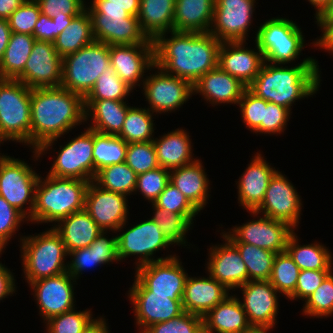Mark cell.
<instances>
[{
  "label": "cell",
  "mask_w": 333,
  "mask_h": 333,
  "mask_svg": "<svg viewBox=\"0 0 333 333\" xmlns=\"http://www.w3.org/2000/svg\"><path fill=\"white\" fill-rule=\"evenodd\" d=\"M245 41L222 42L218 52V66L248 87L260 72L265 60L255 43L254 49Z\"/></svg>",
  "instance_id": "obj_25"
},
{
  "label": "cell",
  "mask_w": 333,
  "mask_h": 333,
  "mask_svg": "<svg viewBox=\"0 0 333 333\" xmlns=\"http://www.w3.org/2000/svg\"><path fill=\"white\" fill-rule=\"evenodd\" d=\"M301 196L285 174L277 171L272 176L263 202L255 210L264 216L284 222L294 230L299 225L302 209Z\"/></svg>",
  "instance_id": "obj_15"
},
{
  "label": "cell",
  "mask_w": 333,
  "mask_h": 333,
  "mask_svg": "<svg viewBox=\"0 0 333 333\" xmlns=\"http://www.w3.org/2000/svg\"><path fill=\"white\" fill-rule=\"evenodd\" d=\"M15 79L31 89L61 86L62 57L54 43L35 40L24 70Z\"/></svg>",
  "instance_id": "obj_17"
},
{
  "label": "cell",
  "mask_w": 333,
  "mask_h": 333,
  "mask_svg": "<svg viewBox=\"0 0 333 333\" xmlns=\"http://www.w3.org/2000/svg\"><path fill=\"white\" fill-rule=\"evenodd\" d=\"M247 87L219 66L202 75L193 85L194 95H201L212 106L236 104Z\"/></svg>",
  "instance_id": "obj_27"
},
{
  "label": "cell",
  "mask_w": 333,
  "mask_h": 333,
  "mask_svg": "<svg viewBox=\"0 0 333 333\" xmlns=\"http://www.w3.org/2000/svg\"><path fill=\"white\" fill-rule=\"evenodd\" d=\"M272 328L266 326L250 325L248 328L243 330L241 333H269Z\"/></svg>",
  "instance_id": "obj_70"
},
{
  "label": "cell",
  "mask_w": 333,
  "mask_h": 333,
  "mask_svg": "<svg viewBox=\"0 0 333 333\" xmlns=\"http://www.w3.org/2000/svg\"><path fill=\"white\" fill-rule=\"evenodd\" d=\"M28 219L0 195V247L5 250L21 223Z\"/></svg>",
  "instance_id": "obj_55"
},
{
  "label": "cell",
  "mask_w": 333,
  "mask_h": 333,
  "mask_svg": "<svg viewBox=\"0 0 333 333\" xmlns=\"http://www.w3.org/2000/svg\"><path fill=\"white\" fill-rule=\"evenodd\" d=\"M108 231H102L90 246L68 253L67 272L78 280L83 271L97 266L120 261L117 253V236L108 238Z\"/></svg>",
  "instance_id": "obj_28"
},
{
  "label": "cell",
  "mask_w": 333,
  "mask_h": 333,
  "mask_svg": "<svg viewBox=\"0 0 333 333\" xmlns=\"http://www.w3.org/2000/svg\"><path fill=\"white\" fill-rule=\"evenodd\" d=\"M317 26L320 27L322 33L333 24V0H330L328 6L324 11L316 18Z\"/></svg>",
  "instance_id": "obj_64"
},
{
  "label": "cell",
  "mask_w": 333,
  "mask_h": 333,
  "mask_svg": "<svg viewBox=\"0 0 333 333\" xmlns=\"http://www.w3.org/2000/svg\"><path fill=\"white\" fill-rule=\"evenodd\" d=\"M73 310L54 316L44 322L45 333H81L94 319L91 310Z\"/></svg>",
  "instance_id": "obj_48"
},
{
  "label": "cell",
  "mask_w": 333,
  "mask_h": 333,
  "mask_svg": "<svg viewBox=\"0 0 333 333\" xmlns=\"http://www.w3.org/2000/svg\"><path fill=\"white\" fill-rule=\"evenodd\" d=\"M152 207L154 216L151 219L160 227L167 240L174 246H187L186 234L192 229L196 216H182L154 205Z\"/></svg>",
  "instance_id": "obj_43"
},
{
  "label": "cell",
  "mask_w": 333,
  "mask_h": 333,
  "mask_svg": "<svg viewBox=\"0 0 333 333\" xmlns=\"http://www.w3.org/2000/svg\"><path fill=\"white\" fill-rule=\"evenodd\" d=\"M239 177L237 183L238 203L247 211H255L263 202L269 182L277 171L257 152Z\"/></svg>",
  "instance_id": "obj_26"
},
{
  "label": "cell",
  "mask_w": 333,
  "mask_h": 333,
  "mask_svg": "<svg viewBox=\"0 0 333 333\" xmlns=\"http://www.w3.org/2000/svg\"><path fill=\"white\" fill-rule=\"evenodd\" d=\"M315 42H312L313 46L324 49L328 53L333 55V24H331Z\"/></svg>",
  "instance_id": "obj_62"
},
{
  "label": "cell",
  "mask_w": 333,
  "mask_h": 333,
  "mask_svg": "<svg viewBox=\"0 0 333 333\" xmlns=\"http://www.w3.org/2000/svg\"><path fill=\"white\" fill-rule=\"evenodd\" d=\"M300 269L287 251L277 253L269 281L287 299L294 293Z\"/></svg>",
  "instance_id": "obj_45"
},
{
  "label": "cell",
  "mask_w": 333,
  "mask_h": 333,
  "mask_svg": "<svg viewBox=\"0 0 333 333\" xmlns=\"http://www.w3.org/2000/svg\"><path fill=\"white\" fill-rule=\"evenodd\" d=\"M11 34L12 31L10 30L8 19H0V60L4 55Z\"/></svg>",
  "instance_id": "obj_65"
},
{
  "label": "cell",
  "mask_w": 333,
  "mask_h": 333,
  "mask_svg": "<svg viewBox=\"0 0 333 333\" xmlns=\"http://www.w3.org/2000/svg\"><path fill=\"white\" fill-rule=\"evenodd\" d=\"M39 177L40 175L24 160L4 153L0 156V195L28 220L34 209L35 189Z\"/></svg>",
  "instance_id": "obj_10"
},
{
  "label": "cell",
  "mask_w": 333,
  "mask_h": 333,
  "mask_svg": "<svg viewBox=\"0 0 333 333\" xmlns=\"http://www.w3.org/2000/svg\"><path fill=\"white\" fill-rule=\"evenodd\" d=\"M2 252L4 253V250L0 247V255H2Z\"/></svg>",
  "instance_id": "obj_71"
},
{
  "label": "cell",
  "mask_w": 333,
  "mask_h": 333,
  "mask_svg": "<svg viewBox=\"0 0 333 333\" xmlns=\"http://www.w3.org/2000/svg\"><path fill=\"white\" fill-rule=\"evenodd\" d=\"M26 0H0V19H8Z\"/></svg>",
  "instance_id": "obj_66"
},
{
  "label": "cell",
  "mask_w": 333,
  "mask_h": 333,
  "mask_svg": "<svg viewBox=\"0 0 333 333\" xmlns=\"http://www.w3.org/2000/svg\"><path fill=\"white\" fill-rule=\"evenodd\" d=\"M75 284L76 280L68 272L29 284L43 322L75 308Z\"/></svg>",
  "instance_id": "obj_18"
},
{
  "label": "cell",
  "mask_w": 333,
  "mask_h": 333,
  "mask_svg": "<svg viewBox=\"0 0 333 333\" xmlns=\"http://www.w3.org/2000/svg\"><path fill=\"white\" fill-rule=\"evenodd\" d=\"M170 180V170L157 167L145 173L137 175L135 194L141 192V195L152 203L157 199L165 189ZM137 191V192H136Z\"/></svg>",
  "instance_id": "obj_51"
},
{
  "label": "cell",
  "mask_w": 333,
  "mask_h": 333,
  "mask_svg": "<svg viewBox=\"0 0 333 333\" xmlns=\"http://www.w3.org/2000/svg\"><path fill=\"white\" fill-rule=\"evenodd\" d=\"M89 181L73 178L42 176L35 189V204L32 216L28 220L32 223H53L70 214L84 209L85 194Z\"/></svg>",
  "instance_id": "obj_4"
},
{
  "label": "cell",
  "mask_w": 333,
  "mask_h": 333,
  "mask_svg": "<svg viewBox=\"0 0 333 333\" xmlns=\"http://www.w3.org/2000/svg\"><path fill=\"white\" fill-rule=\"evenodd\" d=\"M24 278L28 285L40 279L67 272L68 257L59 233L50 227L37 235L20 236Z\"/></svg>",
  "instance_id": "obj_5"
},
{
  "label": "cell",
  "mask_w": 333,
  "mask_h": 333,
  "mask_svg": "<svg viewBox=\"0 0 333 333\" xmlns=\"http://www.w3.org/2000/svg\"><path fill=\"white\" fill-rule=\"evenodd\" d=\"M202 164L201 160L196 159L190 164L172 169L169 180L199 211L207 205L211 190Z\"/></svg>",
  "instance_id": "obj_31"
},
{
  "label": "cell",
  "mask_w": 333,
  "mask_h": 333,
  "mask_svg": "<svg viewBox=\"0 0 333 333\" xmlns=\"http://www.w3.org/2000/svg\"><path fill=\"white\" fill-rule=\"evenodd\" d=\"M85 129L67 144L60 146L48 175L94 181L96 176L93 158L94 130L88 127Z\"/></svg>",
  "instance_id": "obj_12"
},
{
  "label": "cell",
  "mask_w": 333,
  "mask_h": 333,
  "mask_svg": "<svg viewBox=\"0 0 333 333\" xmlns=\"http://www.w3.org/2000/svg\"><path fill=\"white\" fill-rule=\"evenodd\" d=\"M311 5H313L316 13L314 14L315 18H317L324 9L328 6L330 0H308Z\"/></svg>",
  "instance_id": "obj_69"
},
{
  "label": "cell",
  "mask_w": 333,
  "mask_h": 333,
  "mask_svg": "<svg viewBox=\"0 0 333 333\" xmlns=\"http://www.w3.org/2000/svg\"><path fill=\"white\" fill-rule=\"evenodd\" d=\"M223 244L210 246L206 270L229 291L248 282V271L238 249L222 234Z\"/></svg>",
  "instance_id": "obj_23"
},
{
  "label": "cell",
  "mask_w": 333,
  "mask_h": 333,
  "mask_svg": "<svg viewBox=\"0 0 333 333\" xmlns=\"http://www.w3.org/2000/svg\"><path fill=\"white\" fill-rule=\"evenodd\" d=\"M256 0H215L209 33L221 42L248 40Z\"/></svg>",
  "instance_id": "obj_16"
},
{
  "label": "cell",
  "mask_w": 333,
  "mask_h": 333,
  "mask_svg": "<svg viewBox=\"0 0 333 333\" xmlns=\"http://www.w3.org/2000/svg\"><path fill=\"white\" fill-rule=\"evenodd\" d=\"M41 14L36 0H26L8 18L10 30L13 33L33 35L34 26Z\"/></svg>",
  "instance_id": "obj_53"
},
{
  "label": "cell",
  "mask_w": 333,
  "mask_h": 333,
  "mask_svg": "<svg viewBox=\"0 0 333 333\" xmlns=\"http://www.w3.org/2000/svg\"><path fill=\"white\" fill-rule=\"evenodd\" d=\"M35 40L33 35L12 32L0 60V79H15L24 70Z\"/></svg>",
  "instance_id": "obj_39"
},
{
  "label": "cell",
  "mask_w": 333,
  "mask_h": 333,
  "mask_svg": "<svg viewBox=\"0 0 333 333\" xmlns=\"http://www.w3.org/2000/svg\"><path fill=\"white\" fill-rule=\"evenodd\" d=\"M14 273L0 262V301L16 292ZM16 287V288H15Z\"/></svg>",
  "instance_id": "obj_60"
},
{
  "label": "cell",
  "mask_w": 333,
  "mask_h": 333,
  "mask_svg": "<svg viewBox=\"0 0 333 333\" xmlns=\"http://www.w3.org/2000/svg\"><path fill=\"white\" fill-rule=\"evenodd\" d=\"M31 88L0 79V143L14 141L31 149Z\"/></svg>",
  "instance_id": "obj_6"
},
{
  "label": "cell",
  "mask_w": 333,
  "mask_h": 333,
  "mask_svg": "<svg viewBox=\"0 0 333 333\" xmlns=\"http://www.w3.org/2000/svg\"><path fill=\"white\" fill-rule=\"evenodd\" d=\"M317 62L308 57L295 66L288 67L265 61L247 88L257 97L291 111L296 100L312 97L319 90L322 80Z\"/></svg>",
  "instance_id": "obj_3"
},
{
  "label": "cell",
  "mask_w": 333,
  "mask_h": 333,
  "mask_svg": "<svg viewBox=\"0 0 333 333\" xmlns=\"http://www.w3.org/2000/svg\"><path fill=\"white\" fill-rule=\"evenodd\" d=\"M133 89L129 87L113 70L106 69L100 75L89 94L84 100H115L126 101Z\"/></svg>",
  "instance_id": "obj_46"
},
{
  "label": "cell",
  "mask_w": 333,
  "mask_h": 333,
  "mask_svg": "<svg viewBox=\"0 0 333 333\" xmlns=\"http://www.w3.org/2000/svg\"><path fill=\"white\" fill-rule=\"evenodd\" d=\"M104 317L94 318L81 333H110Z\"/></svg>",
  "instance_id": "obj_67"
},
{
  "label": "cell",
  "mask_w": 333,
  "mask_h": 333,
  "mask_svg": "<svg viewBox=\"0 0 333 333\" xmlns=\"http://www.w3.org/2000/svg\"><path fill=\"white\" fill-rule=\"evenodd\" d=\"M155 70L157 72L147 75L141 86L145 101L150 105L147 109L156 115L178 110L194 94L193 85L157 66Z\"/></svg>",
  "instance_id": "obj_14"
},
{
  "label": "cell",
  "mask_w": 333,
  "mask_h": 333,
  "mask_svg": "<svg viewBox=\"0 0 333 333\" xmlns=\"http://www.w3.org/2000/svg\"><path fill=\"white\" fill-rule=\"evenodd\" d=\"M143 333H204L203 318L184 312L172 320L151 325Z\"/></svg>",
  "instance_id": "obj_52"
},
{
  "label": "cell",
  "mask_w": 333,
  "mask_h": 333,
  "mask_svg": "<svg viewBox=\"0 0 333 333\" xmlns=\"http://www.w3.org/2000/svg\"><path fill=\"white\" fill-rule=\"evenodd\" d=\"M86 9L90 15H129L123 7L116 6H88Z\"/></svg>",
  "instance_id": "obj_63"
},
{
  "label": "cell",
  "mask_w": 333,
  "mask_h": 333,
  "mask_svg": "<svg viewBox=\"0 0 333 333\" xmlns=\"http://www.w3.org/2000/svg\"><path fill=\"white\" fill-rule=\"evenodd\" d=\"M126 101L84 100L85 122L95 132L118 136L123 128L130 105Z\"/></svg>",
  "instance_id": "obj_30"
},
{
  "label": "cell",
  "mask_w": 333,
  "mask_h": 333,
  "mask_svg": "<svg viewBox=\"0 0 333 333\" xmlns=\"http://www.w3.org/2000/svg\"><path fill=\"white\" fill-rule=\"evenodd\" d=\"M156 114L145 108L130 106L124 121L123 128L118 135L127 144L153 141L154 117Z\"/></svg>",
  "instance_id": "obj_40"
},
{
  "label": "cell",
  "mask_w": 333,
  "mask_h": 333,
  "mask_svg": "<svg viewBox=\"0 0 333 333\" xmlns=\"http://www.w3.org/2000/svg\"><path fill=\"white\" fill-rule=\"evenodd\" d=\"M230 295L229 290L208 274V277H187L182 298L184 312L204 316Z\"/></svg>",
  "instance_id": "obj_29"
},
{
  "label": "cell",
  "mask_w": 333,
  "mask_h": 333,
  "mask_svg": "<svg viewBox=\"0 0 333 333\" xmlns=\"http://www.w3.org/2000/svg\"><path fill=\"white\" fill-rule=\"evenodd\" d=\"M238 106L243 123H245L248 130L254 132L263 122L264 108L267 106V101L257 97L246 88L238 102Z\"/></svg>",
  "instance_id": "obj_54"
},
{
  "label": "cell",
  "mask_w": 333,
  "mask_h": 333,
  "mask_svg": "<svg viewBox=\"0 0 333 333\" xmlns=\"http://www.w3.org/2000/svg\"><path fill=\"white\" fill-rule=\"evenodd\" d=\"M247 212L255 219L240 226L235 225L229 232L224 231L221 234L231 243H246L274 253L286 251L287 241L295 230L284 222L264 215L258 216L256 211Z\"/></svg>",
  "instance_id": "obj_13"
},
{
  "label": "cell",
  "mask_w": 333,
  "mask_h": 333,
  "mask_svg": "<svg viewBox=\"0 0 333 333\" xmlns=\"http://www.w3.org/2000/svg\"><path fill=\"white\" fill-rule=\"evenodd\" d=\"M292 112L280 105H276L272 102H267L266 108H264L263 122L253 132L259 134L274 135L278 133H284L287 127V122L290 119Z\"/></svg>",
  "instance_id": "obj_56"
},
{
  "label": "cell",
  "mask_w": 333,
  "mask_h": 333,
  "mask_svg": "<svg viewBox=\"0 0 333 333\" xmlns=\"http://www.w3.org/2000/svg\"><path fill=\"white\" fill-rule=\"evenodd\" d=\"M75 16L73 14H64V16H54L53 21L56 22L58 35L70 24Z\"/></svg>",
  "instance_id": "obj_68"
},
{
  "label": "cell",
  "mask_w": 333,
  "mask_h": 333,
  "mask_svg": "<svg viewBox=\"0 0 333 333\" xmlns=\"http://www.w3.org/2000/svg\"><path fill=\"white\" fill-rule=\"evenodd\" d=\"M94 41L92 19L87 9L74 17L53 42L57 53L64 58Z\"/></svg>",
  "instance_id": "obj_38"
},
{
  "label": "cell",
  "mask_w": 333,
  "mask_h": 333,
  "mask_svg": "<svg viewBox=\"0 0 333 333\" xmlns=\"http://www.w3.org/2000/svg\"><path fill=\"white\" fill-rule=\"evenodd\" d=\"M176 0H140L137 18L141 30L154 40L158 35L173 31Z\"/></svg>",
  "instance_id": "obj_36"
},
{
  "label": "cell",
  "mask_w": 333,
  "mask_h": 333,
  "mask_svg": "<svg viewBox=\"0 0 333 333\" xmlns=\"http://www.w3.org/2000/svg\"><path fill=\"white\" fill-rule=\"evenodd\" d=\"M168 38L167 34H170ZM166 32L154 40L155 66L194 85L202 75L218 66L221 45L211 33ZM167 35V37H166Z\"/></svg>",
  "instance_id": "obj_2"
},
{
  "label": "cell",
  "mask_w": 333,
  "mask_h": 333,
  "mask_svg": "<svg viewBox=\"0 0 333 333\" xmlns=\"http://www.w3.org/2000/svg\"><path fill=\"white\" fill-rule=\"evenodd\" d=\"M239 251L248 271V281H268L277 253L246 243H232Z\"/></svg>",
  "instance_id": "obj_42"
},
{
  "label": "cell",
  "mask_w": 333,
  "mask_h": 333,
  "mask_svg": "<svg viewBox=\"0 0 333 333\" xmlns=\"http://www.w3.org/2000/svg\"><path fill=\"white\" fill-rule=\"evenodd\" d=\"M238 289H241L243 302L238 299L250 325L274 328L279 312V292L271 282L249 280Z\"/></svg>",
  "instance_id": "obj_21"
},
{
  "label": "cell",
  "mask_w": 333,
  "mask_h": 333,
  "mask_svg": "<svg viewBox=\"0 0 333 333\" xmlns=\"http://www.w3.org/2000/svg\"><path fill=\"white\" fill-rule=\"evenodd\" d=\"M299 27L286 17H273L258 27L254 42L267 63L287 65L299 58L305 48V37Z\"/></svg>",
  "instance_id": "obj_8"
},
{
  "label": "cell",
  "mask_w": 333,
  "mask_h": 333,
  "mask_svg": "<svg viewBox=\"0 0 333 333\" xmlns=\"http://www.w3.org/2000/svg\"><path fill=\"white\" fill-rule=\"evenodd\" d=\"M202 318L204 333H241L250 326L236 294L228 295Z\"/></svg>",
  "instance_id": "obj_32"
},
{
  "label": "cell",
  "mask_w": 333,
  "mask_h": 333,
  "mask_svg": "<svg viewBox=\"0 0 333 333\" xmlns=\"http://www.w3.org/2000/svg\"><path fill=\"white\" fill-rule=\"evenodd\" d=\"M33 36L38 41L54 42L58 36L56 22L51 17L41 13L34 26Z\"/></svg>",
  "instance_id": "obj_59"
},
{
  "label": "cell",
  "mask_w": 333,
  "mask_h": 333,
  "mask_svg": "<svg viewBox=\"0 0 333 333\" xmlns=\"http://www.w3.org/2000/svg\"><path fill=\"white\" fill-rule=\"evenodd\" d=\"M91 6H116L123 7L130 16H137L140 0H92Z\"/></svg>",
  "instance_id": "obj_61"
},
{
  "label": "cell",
  "mask_w": 333,
  "mask_h": 333,
  "mask_svg": "<svg viewBox=\"0 0 333 333\" xmlns=\"http://www.w3.org/2000/svg\"><path fill=\"white\" fill-rule=\"evenodd\" d=\"M136 181L137 174L125 162L103 167L94 178L102 189L125 196L135 193Z\"/></svg>",
  "instance_id": "obj_41"
},
{
  "label": "cell",
  "mask_w": 333,
  "mask_h": 333,
  "mask_svg": "<svg viewBox=\"0 0 333 333\" xmlns=\"http://www.w3.org/2000/svg\"><path fill=\"white\" fill-rule=\"evenodd\" d=\"M42 14L48 17L73 14L75 17L86 10L85 0H36Z\"/></svg>",
  "instance_id": "obj_58"
},
{
  "label": "cell",
  "mask_w": 333,
  "mask_h": 333,
  "mask_svg": "<svg viewBox=\"0 0 333 333\" xmlns=\"http://www.w3.org/2000/svg\"><path fill=\"white\" fill-rule=\"evenodd\" d=\"M178 257L140 266L135 276L154 294L184 295L188 273Z\"/></svg>",
  "instance_id": "obj_24"
},
{
  "label": "cell",
  "mask_w": 333,
  "mask_h": 333,
  "mask_svg": "<svg viewBox=\"0 0 333 333\" xmlns=\"http://www.w3.org/2000/svg\"><path fill=\"white\" fill-rule=\"evenodd\" d=\"M189 132L183 128H177L167 134L154 138L157 161L160 167L172 170L194 162L193 144Z\"/></svg>",
  "instance_id": "obj_33"
},
{
  "label": "cell",
  "mask_w": 333,
  "mask_h": 333,
  "mask_svg": "<svg viewBox=\"0 0 333 333\" xmlns=\"http://www.w3.org/2000/svg\"><path fill=\"white\" fill-rule=\"evenodd\" d=\"M109 53L111 67L132 89L143 84L144 73L155 71L154 44L110 45Z\"/></svg>",
  "instance_id": "obj_20"
},
{
  "label": "cell",
  "mask_w": 333,
  "mask_h": 333,
  "mask_svg": "<svg viewBox=\"0 0 333 333\" xmlns=\"http://www.w3.org/2000/svg\"><path fill=\"white\" fill-rule=\"evenodd\" d=\"M151 205L182 216H196L200 212L170 181Z\"/></svg>",
  "instance_id": "obj_50"
},
{
  "label": "cell",
  "mask_w": 333,
  "mask_h": 333,
  "mask_svg": "<svg viewBox=\"0 0 333 333\" xmlns=\"http://www.w3.org/2000/svg\"><path fill=\"white\" fill-rule=\"evenodd\" d=\"M295 231L287 241L286 251L300 270H333V257L330 250L320 242L301 245Z\"/></svg>",
  "instance_id": "obj_37"
},
{
  "label": "cell",
  "mask_w": 333,
  "mask_h": 333,
  "mask_svg": "<svg viewBox=\"0 0 333 333\" xmlns=\"http://www.w3.org/2000/svg\"><path fill=\"white\" fill-rule=\"evenodd\" d=\"M128 144L118 136L94 131V167L97 172L105 166L125 162Z\"/></svg>",
  "instance_id": "obj_44"
},
{
  "label": "cell",
  "mask_w": 333,
  "mask_h": 333,
  "mask_svg": "<svg viewBox=\"0 0 333 333\" xmlns=\"http://www.w3.org/2000/svg\"><path fill=\"white\" fill-rule=\"evenodd\" d=\"M110 67L109 45L94 40L62 58L61 86L85 98L98 77Z\"/></svg>",
  "instance_id": "obj_7"
},
{
  "label": "cell",
  "mask_w": 333,
  "mask_h": 333,
  "mask_svg": "<svg viewBox=\"0 0 333 333\" xmlns=\"http://www.w3.org/2000/svg\"><path fill=\"white\" fill-rule=\"evenodd\" d=\"M125 163L137 175L159 167L153 141L128 144Z\"/></svg>",
  "instance_id": "obj_49"
},
{
  "label": "cell",
  "mask_w": 333,
  "mask_h": 333,
  "mask_svg": "<svg viewBox=\"0 0 333 333\" xmlns=\"http://www.w3.org/2000/svg\"><path fill=\"white\" fill-rule=\"evenodd\" d=\"M85 122L84 98L62 86L31 90V149L37 161L58 138ZM77 125V126H76Z\"/></svg>",
  "instance_id": "obj_1"
},
{
  "label": "cell",
  "mask_w": 333,
  "mask_h": 333,
  "mask_svg": "<svg viewBox=\"0 0 333 333\" xmlns=\"http://www.w3.org/2000/svg\"><path fill=\"white\" fill-rule=\"evenodd\" d=\"M134 278L127 294L133 305L139 333L155 323L172 320L184 313L183 295L154 294L136 276Z\"/></svg>",
  "instance_id": "obj_11"
},
{
  "label": "cell",
  "mask_w": 333,
  "mask_h": 333,
  "mask_svg": "<svg viewBox=\"0 0 333 333\" xmlns=\"http://www.w3.org/2000/svg\"><path fill=\"white\" fill-rule=\"evenodd\" d=\"M127 199L123 194L104 190L94 181H90L85 194L84 209L102 230L117 234L121 225L129 220Z\"/></svg>",
  "instance_id": "obj_19"
},
{
  "label": "cell",
  "mask_w": 333,
  "mask_h": 333,
  "mask_svg": "<svg viewBox=\"0 0 333 333\" xmlns=\"http://www.w3.org/2000/svg\"><path fill=\"white\" fill-rule=\"evenodd\" d=\"M53 228L61 236L67 253L90 246L103 231L85 209L70 214Z\"/></svg>",
  "instance_id": "obj_34"
},
{
  "label": "cell",
  "mask_w": 333,
  "mask_h": 333,
  "mask_svg": "<svg viewBox=\"0 0 333 333\" xmlns=\"http://www.w3.org/2000/svg\"><path fill=\"white\" fill-rule=\"evenodd\" d=\"M95 41L107 45L153 44L141 30L137 16L90 15Z\"/></svg>",
  "instance_id": "obj_22"
},
{
  "label": "cell",
  "mask_w": 333,
  "mask_h": 333,
  "mask_svg": "<svg viewBox=\"0 0 333 333\" xmlns=\"http://www.w3.org/2000/svg\"><path fill=\"white\" fill-rule=\"evenodd\" d=\"M333 270H300L296 289L288 298L305 301Z\"/></svg>",
  "instance_id": "obj_57"
},
{
  "label": "cell",
  "mask_w": 333,
  "mask_h": 333,
  "mask_svg": "<svg viewBox=\"0 0 333 333\" xmlns=\"http://www.w3.org/2000/svg\"><path fill=\"white\" fill-rule=\"evenodd\" d=\"M304 316L330 317L333 315V273L331 272L321 285L304 301Z\"/></svg>",
  "instance_id": "obj_47"
},
{
  "label": "cell",
  "mask_w": 333,
  "mask_h": 333,
  "mask_svg": "<svg viewBox=\"0 0 333 333\" xmlns=\"http://www.w3.org/2000/svg\"><path fill=\"white\" fill-rule=\"evenodd\" d=\"M129 223L128 220L117 230V253L121 261L125 258L135 256V268L149 264L150 262L167 260L176 255H167L166 257H153L159 250L169 248L172 244L162 233L160 227L151 219L136 223L133 227H128L125 232L123 228ZM122 232V233H121Z\"/></svg>",
  "instance_id": "obj_9"
},
{
  "label": "cell",
  "mask_w": 333,
  "mask_h": 333,
  "mask_svg": "<svg viewBox=\"0 0 333 333\" xmlns=\"http://www.w3.org/2000/svg\"><path fill=\"white\" fill-rule=\"evenodd\" d=\"M215 0H176L173 31L209 32Z\"/></svg>",
  "instance_id": "obj_35"
}]
</instances>
